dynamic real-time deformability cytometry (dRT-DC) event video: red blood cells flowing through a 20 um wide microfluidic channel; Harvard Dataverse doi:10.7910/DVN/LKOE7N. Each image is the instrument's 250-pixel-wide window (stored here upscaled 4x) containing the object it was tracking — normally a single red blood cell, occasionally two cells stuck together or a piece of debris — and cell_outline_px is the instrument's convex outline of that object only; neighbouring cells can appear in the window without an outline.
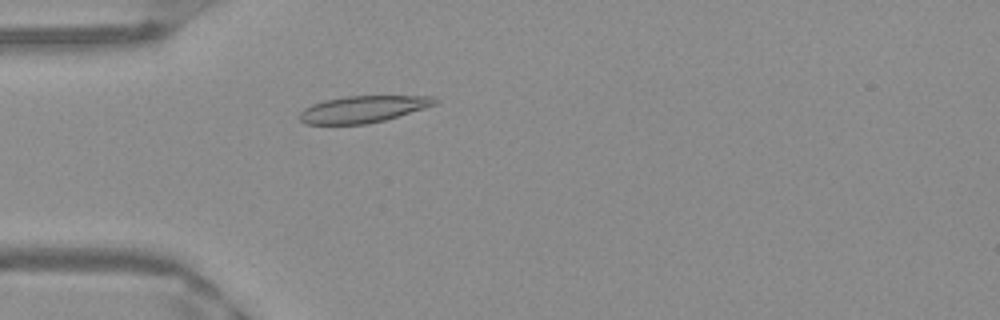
{"species": "Egyptian fruit bat (a non-hibernating species)", "species_latin": "Rousettus aegyptiacus", "temperature_condition": "warm", "stored_images_in_passage": 49, "camera_frame_rate_fps": 3000, "um_per_image_px": 0.085, "frame": {"image": 1, "passage_image": 13, "time_ms": 4.0, "image_size_px": [1000, 320], "cell_outline_px": [[440, 100], [436, 104], [424, 108], [384, 120], [364, 124], [304, 124], [300, 120], [300, 112], [304, 108], [312, 104], [324, 100], [344, 96], [432, 96]], "centroid_in_image_um": [30.84, 9.27], "position_along_channel_um": 54.2, "area_um2": 20.98}}
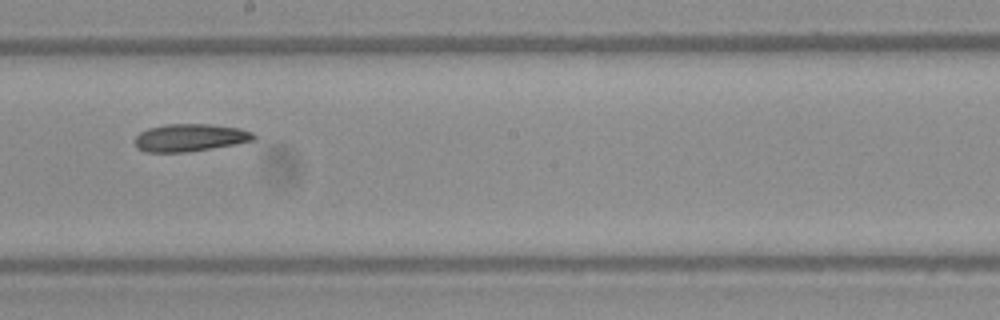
{"frame": {"image": 2, "passage_image": 27, "time_ms": 8.667, "image_size_px": [1000, 320], "cell_outline_px": [[256, 140], [184, 152], [144, 152], [136, 148], [136, 136], [140, 132], [148, 128], [164, 124], [208, 124], [240, 128], [252, 132], [256, 136]], "centroid_in_image_um": [16.12, 11.69], "position_along_channel_um": 232.1, "area_um2": 18.9}}
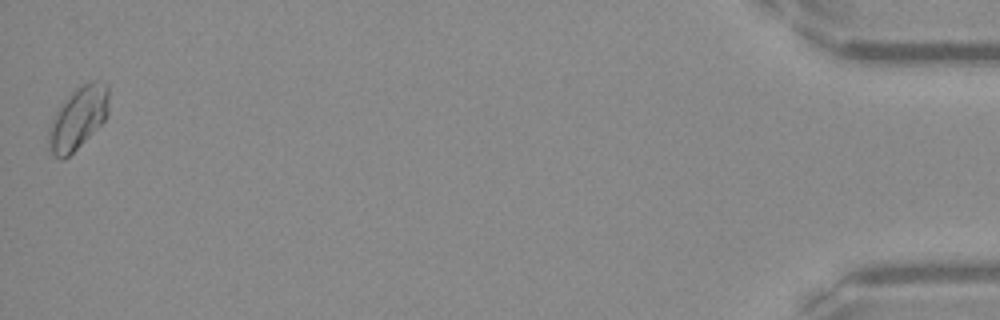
{"frame": {"image": 3, "passage_image": 49, "time_ms": 16.0, "image_size_px": [1000, 320], "cell_outline_px": [[108, 116], [64, 160], [60, 160], [52, 152], [48, 144], [48, 128], [56, 112], [72, 92], [76, 88], [92, 80], [104, 80], [108, 88]], "centroid_in_image_um": [6.64, 10.01], "position_along_channel_um": 428.6, "area_um2": 21.39}}